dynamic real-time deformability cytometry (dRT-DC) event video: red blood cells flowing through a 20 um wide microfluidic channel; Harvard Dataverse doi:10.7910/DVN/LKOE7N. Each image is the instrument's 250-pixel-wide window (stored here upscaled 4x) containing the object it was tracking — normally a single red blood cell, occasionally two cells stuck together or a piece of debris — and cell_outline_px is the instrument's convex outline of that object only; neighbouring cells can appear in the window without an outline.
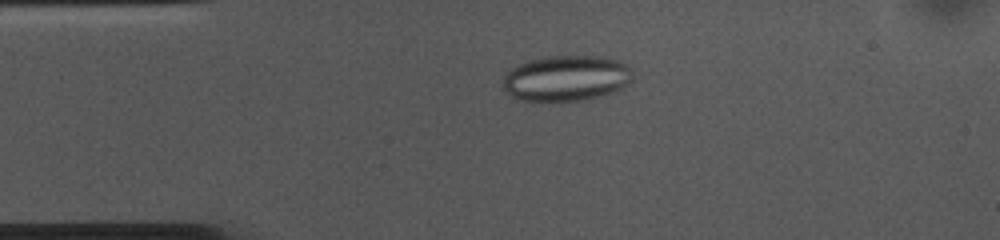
{"species": "common noctule bat (a hibernating species)", "species_latin": "Nyctalus noctula", "temperature_condition": "cold", "stored_images_in_passage": 53, "camera_frame_rate_fps": 3000, "um_per_image_px": 0.085, "animal": {"sex": "female", "body_mass_g": 10.0, "forearm_length_mm": 53.1}, "frame": {"image": 1, "passage_image": 11, "time_ms": 3.333, "image_size_px": [1000, 240], "cell_outline_px": [[632, 80], [624, 88], [616, 92], [584, 100], [524, 100], [512, 96], [504, 88], [504, 76], [512, 68], [528, 60], [544, 56], [600, 56], [620, 60], [628, 64], [632, 68]], "centroid_in_image_um": [48.22, 6.63], "position_along_channel_um": 36.8, "area_um2": 34.62}}
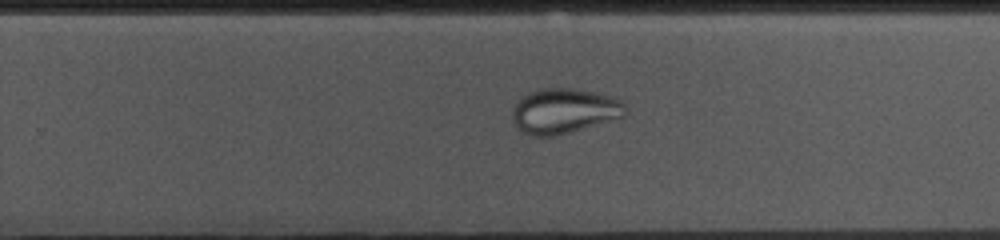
{"frame": {"image": 2, "passage_image": 33, "time_ms": 10.667, "image_size_px": [1000, 240], "cell_outline_px": [[628, 112], [624, 116], [572, 132], [556, 136], [532, 136], [524, 132], [512, 120], [512, 108], [516, 100], [540, 88], [572, 88], [596, 92], [612, 96], [620, 100], [624, 104]], "centroid_in_image_um": [47.96, 9.43], "position_along_channel_um": 281.8, "area_um2": 29.77}}
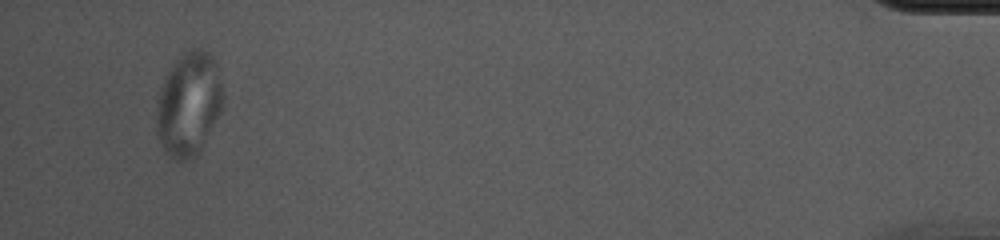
{"frame": {"image": 3, "passage_image": 51, "time_ms": 16.667, "image_size_px": [1000, 240], "cell_outline_px": [[224, 100], [220, 112], [196, 156], [188, 160], [176, 160], [168, 156], [164, 152], [156, 128], [156, 108], [160, 92], [164, 80], [172, 64], [184, 52], [192, 48], [200, 48], [208, 52], [216, 60], [224, 96]], "centroid_in_image_um": [16.05, 8.83], "position_along_channel_um": 419.2, "area_um2": 40.11}}